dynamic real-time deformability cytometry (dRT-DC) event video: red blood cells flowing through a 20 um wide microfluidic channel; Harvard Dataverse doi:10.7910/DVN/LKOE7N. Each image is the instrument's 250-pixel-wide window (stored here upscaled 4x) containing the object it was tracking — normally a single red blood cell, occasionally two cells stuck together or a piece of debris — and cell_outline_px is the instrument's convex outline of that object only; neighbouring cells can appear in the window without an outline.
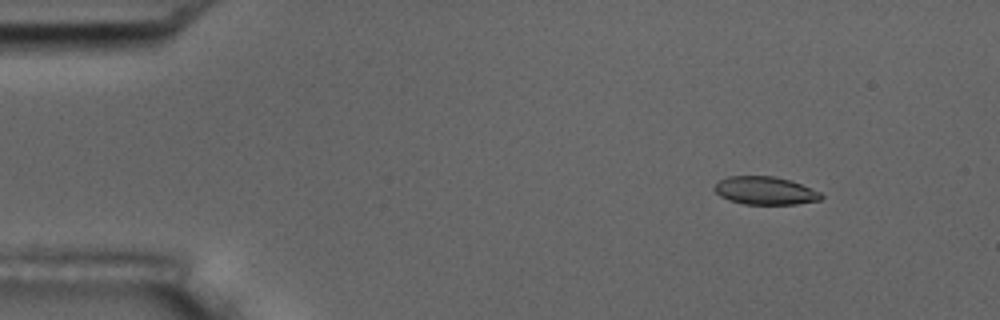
{"species": "common noctule bat (a hibernating species)", "species_latin": "Nyctalus noctula", "temperature_condition": "room temperature", "stored_images_in_passage": 6, "camera_frame_rate_fps": 3000, "um_per_image_px": 0.085, "animal": {"sex": "male", "body_mass_g": 17.5, "forearm_length_mm": 52.3}, "frame": {"image": 1, "passage_image": 2, "time_ms": 1.333, "image_size_px": [1000, 320], "cell_outline_px": [[824, 196], [820, 200], [796, 204], [744, 204], [728, 200], [720, 196], [712, 188], [720, 180], [728, 176], [772, 176], [788, 180], [800, 184], [820, 192]], "centroid_in_image_um": [65.01, 16.21], "position_along_channel_um": 20.0, "area_um2": 17.28}}